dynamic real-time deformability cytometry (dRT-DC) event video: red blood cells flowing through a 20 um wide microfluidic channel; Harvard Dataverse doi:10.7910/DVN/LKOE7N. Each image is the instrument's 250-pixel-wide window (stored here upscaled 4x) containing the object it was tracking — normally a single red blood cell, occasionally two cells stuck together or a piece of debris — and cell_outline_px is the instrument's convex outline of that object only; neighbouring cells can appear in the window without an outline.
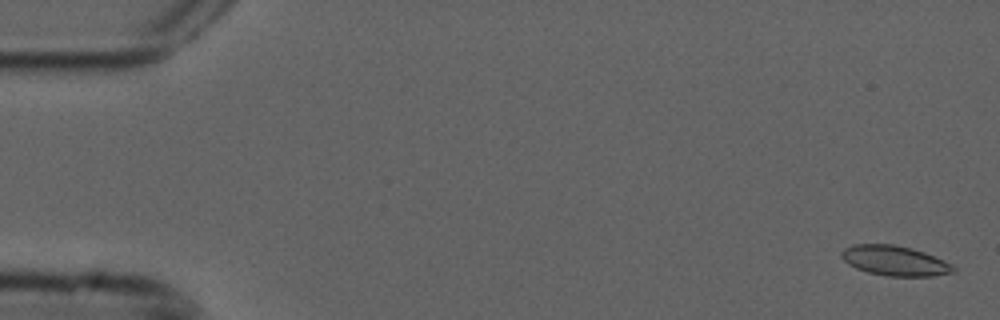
{"species": "common noctule bat (a hibernating species)", "species_latin": "Nyctalus noctula", "temperature_condition": "cold", "stored_images_in_passage": 6, "camera_frame_rate_fps": 3000, "um_per_image_px": 0.085, "animal": {"sex": "male", "forearm_length_mm": 52.5}, "frame": {"image": 1, "passage_image": 1, "time_ms": 0.0, "image_size_px": [1000, 320], "cell_outline_px": [[956, 272], [932, 276], [888, 276], [868, 272], [856, 268], [848, 264], [840, 256], [840, 252], [844, 248], [852, 244], [892, 244], [912, 248], [924, 252], [944, 260], [952, 264], [956, 268]], "centroid_in_image_um": [76.05, 22.15], "position_along_channel_um": 8.9, "area_um2": 19.65}}